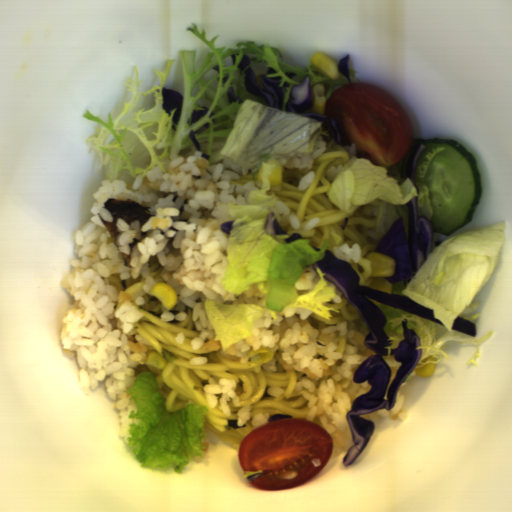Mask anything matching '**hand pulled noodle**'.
Wrapping results in <instances>:
<instances>
[{
  "mask_svg": "<svg viewBox=\"0 0 512 512\" xmlns=\"http://www.w3.org/2000/svg\"><path fill=\"white\" fill-rule=\"evenodd\" d=\"M110 286L125 293L141 313L134 331L146 340L147 356L152 351L161 354L165 361L162 369L147 364L136 366V375L144 371L154 373L158 390L164 397L168 413L184 409L188 404L205 406L209 411L203 422L207 430L231 448L239 449L246 436L253 430L252 420L234 428L229 421H237L238 408L232 398L227 401L231 416L212 408L206 398V384L220 380H233L234 395L245 405L250 416L262 413L291 415L292 419H307L309 401L295 388L306 378L301 372L289 371L280 362L276 371L268 372L265 363L272 362L274 352L268 347L250 349L246 363L228 351L193 348L199 332L194 322V311L187 307L186 318L163 320L162 302L145 291L144 278L122 279L119 273L108 277Z\"/></svg>",
  "mask_w": 512,
  "mask_h": 512,
  "instance_id": "obj_1",
  "label": "hand pulled noodle"
},
{
  "mask_svg": "<svg viewBox=\"0 0 512 512\" xmlns=\"http://www.w3.org/2000/svg\"><path fill=\"white\" fill-rule=\"evenodd\" d=\"M351 160V154L341 145L328 143L322 155L313 162L309 169L290 170L282 168V183L271 186L268 195L275 194L276 200L283 202L296 216L299 229L292 226H280L290 238L293 233H299L298 239L310 240L311 247L319 249L328 240L330 247L348 245L351 248L359 245L361 248L358 262L349 263L360 276L359 285L366 287L369 284L372 262L366 257L374 252L378 246L376 240L370 235L374 222L362 214V204H354L350 211H343L330 201L327 191L332 184L327 170L335 164L346 165ZM314 172V182L304 191L297 190L300 178ZM319 218L310 230H304L306 223ZM349 222L345 230L340 225L345 218ZM329 248V247H328Z\"/></svg>",
  "mask_w": 512,
  "mask_h": 512,
  "instance_id": "obj_2",
  "label": "hand pulled noodle"
},
{
  "mask_svg": "<svg viewBox=\"0 0 512 512\" xmlns=\"http://www.w3.org/2000/svg\"><path fill=\"white\" fill-rule=\"evenodd\" d=\"M323 306L335 308L339 312H335L334 310L331 311L332 317L330 319H325L322 316L318 315L317 313H312L310 319L312 326L318 327V328H331L334 326H337L340 322H355L362 316L359 314V312L349 303V301L343 296L341 301L338 303L334 302H324Z\"/></svg>",
  "mask_w": 512,
  "mask_h": 512,
  "instance_id": "obj_3",
  "label": "hand pulled noodle"
},
{
  "mask_svg": "<svg viewBox=\"0 0 512 512\" xmlns=\"http://www.w3.org/2000/svg\"><path fill=\"white\" fill-rule=\"evenodd\" d=\"M147 270L152 278V280L157 283H165L163 273L164 266L160 262V260L155 256L151 255L147 261Z\"/></svg>",
  "mask_w": 512,
  "mask_h": 512,
  "instance_id": "obj_4",
  "label": "hand pulled noodle"
},
{
  "mask_svg": "<svg viewBox=\"0 0 512 512\" xmlns=\"http://www.w3.org/2000/svg\"><path fill=\"white\" fill-rule=\"evenodd\" d=\"M253 176H254V172H249V173L239 177L238 179L232 181L229 184L243 186L248 181H252L253 183L261 184L258 180V173L255 174L254 178H253Z\"/></svg>",
  "mask_w": 512,
  "mask_h": 512,
  "instance_id": "obj_5",
  "label": "hand pulled noodle"
}]
</instances>
